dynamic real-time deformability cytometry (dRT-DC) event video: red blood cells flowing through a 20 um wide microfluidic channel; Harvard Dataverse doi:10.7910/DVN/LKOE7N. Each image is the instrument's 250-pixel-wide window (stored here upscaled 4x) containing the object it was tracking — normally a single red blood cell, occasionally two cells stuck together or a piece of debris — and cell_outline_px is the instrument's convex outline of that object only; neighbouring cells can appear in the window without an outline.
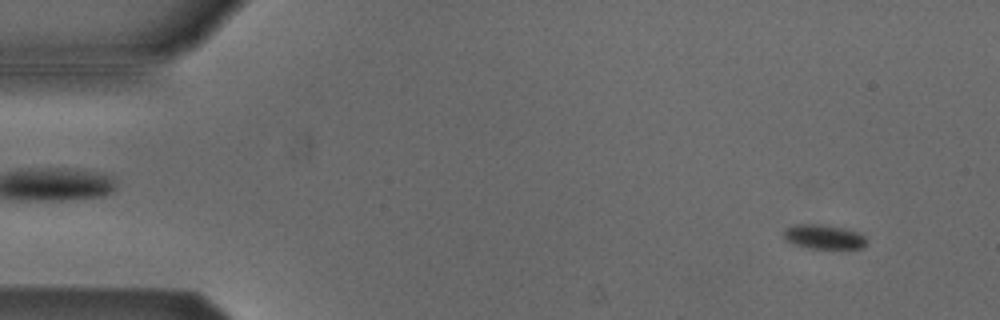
{"species": "Egyptian fruit bat (a non-hibernating species)", "species_latin": "Rousettus aegyptiacus", "temperature_condition": "cold", "stored_images_in_passage": 53, "camera_frame_rate_fps": 3000, "um_per_image_px": 0.085, "animal": {"sex": "male"}, "frame": {"image": 1, "passage_image": 4, "time_ms": 1.0, "image_size_px": [1000, 320], "cell_outline_px": [[864, 248], [808, 248], [792, 244], [784, 240], [784, 232], [788, 228], [796, 224], [820, 224], [840, 228], [856, 232], [864, 236]], "centroid_in_image_um": [69.95, 20.14], "position_along_channel_um": 15.0, "area_um2": 11.44}}
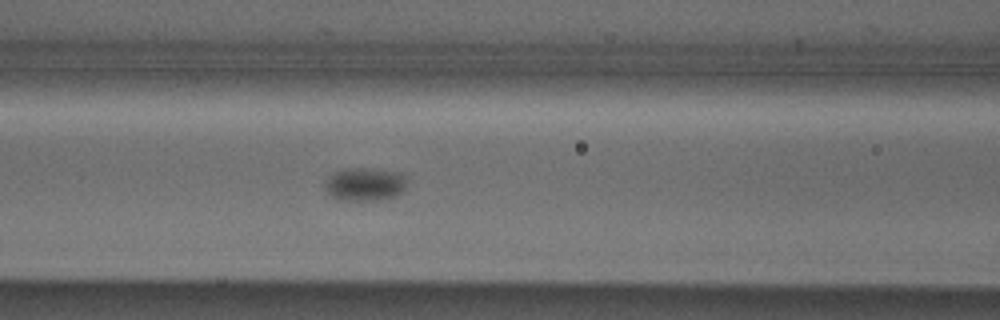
{"frame": {"image": 2, "passage_image": 22, "time_ms": 7.0, "image_size_px": [1000, 320], "cell_outline_px": [[408, 184], [396, 196], [380, 200], [344, 200], [332, 196], [328, 192], [328, 180], [336, 172], [344, 168], [368, 168], [396, 172], [408, 176]], "centroid_in_image_um": [31.12, 15.65], "position_along_channel_um": 135.5, "area_um2": 15.55}}
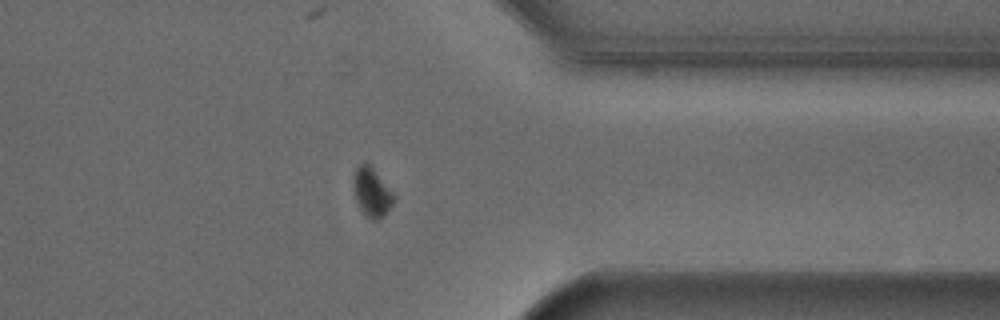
{"frame": {"image": 3, "passage_image": 42, "time_ms": 13.667, "image_size_px": [1000, 320], "cell_outline_px": [[396, 200], [384, 216], [376, 220], [372, 220], [364, 216], [356, 200], [352, 180], [352, 176], [356, 168], [360, 164], [368, 164], [372, 168], [396, 196]], "centroid_in_image_um": [31.6, 16.38], "position_along_channel_um": 379.8, "area_um2": 11.5}, "authors_computed_cell_mechanics": {"area_um2": 12.716, "velocity_mm_per_s": 3.7998, "shape_relaxation_time_tau1_ms": 0.9616, "shape_relaxation_time_tau2_ms": null, "deformation_change_tau1": 0.0667, "deformation_change_tau2": null}}